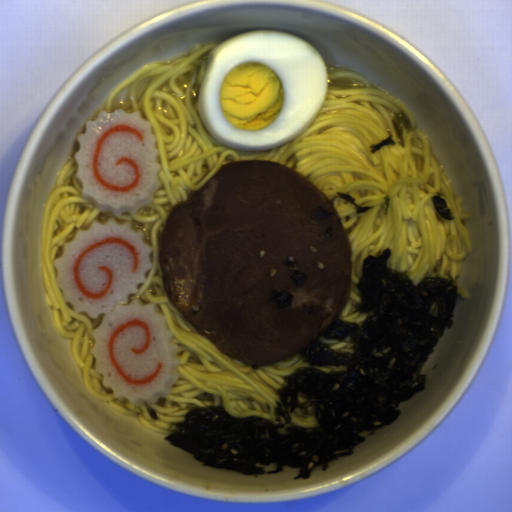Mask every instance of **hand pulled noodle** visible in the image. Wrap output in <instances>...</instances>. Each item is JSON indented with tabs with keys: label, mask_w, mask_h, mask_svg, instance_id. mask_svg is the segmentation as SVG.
Here are the masks:
<instances>
[{
	"label": "hand pulled noodle",
	"mask_w": 512,
	"mask_h": 512,
	"mask_svg": "<svg viewBox=\"0 0 512 512\" xmlns=\"http://www.w3.org/2000/svg\"><path fill=\"white\" fill-rule=\"evenodd\" d=\"M221 43V42H220ZM220 43L202 46L197 42L186 56L168 63L142 65L123 78L109 93L107 112L139 110L150 123L155 136L158 175L162 181L152 202L134 213L117 218L129 219L143 230L151 246L152 266L146 282L128 296L142 303H154L173 333L179 360L178 377L168 396L154 403L134 405L118 400L103 385L91 353L92 331L104 314L91 318L76 312L65 302L57 283L54 260L63 246L74 239L76 230H87L91 222L105 224L111 213L100 210L82 197L75 155L58 171L41 221L40 265L46 299L60 336L72 339L74 360L82 371V384L90 396L108 402L124 416H137L151 431L170 435L174 422L184 421L193 407L218 406L231 415H259L274 422L273 410L279 401L276 390L294 369L313 366L324 373L347 371L346 366L313 365L299 355L270 366H249L231 359L208 338L199 334L169 301L163 286L157 234L171 209L200 191L225 164L237 160H274L297 170L334 202L352 247L351 289L341 310L342 321L363 320L367 313H353V302H361L355 291L363 261L391 249L387 267L412 268V282L428 276H458L460 283L467 254L473 251L470 234L462 220L461 195L455 199L451 182L433 156L427 136L416 130L414 116L400 101L383 90L374 89L368 79L350 69L326 67V99L311 125L297 138L268 150H240L211 137L199 113L198 96L205 75L208 54ZM404 111L411 131L403 125L405 149L394 132L392 116ZM391 133L394 145H383L374 154L369 145ZM441 192L456 219L439 215L431 195ZM338 192L352 194L359 206H375L356 214L351 203Z\"/></svg>",
	"instance_id": "1"
},
{
	"label": "hand pulled noodle",
	"mask_w": 512,
	"mask_h": 512,
	"mask_svg": "<svg viewBox=\"0 0 512 512\" xmlns=\"http://www.w3.org/2000/svg\"><path fill=\"white\" fill-rule=\"evenodd\" d=\"M319 339L327 344H336L333 347H330L332 349H341L343 352H346L349 354L354 353L353 348L350 347V346H354V343L350 342L351 336H347L345 341H338L335 339H327L326 337H322V336Z\"/></svg>",
	"instance_id": "2"
},
{
	"label": "hand pulled noodle",
	"mask_w": 512,
	"mask_h": 512,
	"mask_svg": "<svg viewBox=\"0 0 512 512\" xmlns=\"http://www.w3.org/2000/svg\"><path fill=\"white\" fill-rule=\"evenodd\" d=\"M457 294H460L462 297H468V293L465 289L458 288Z\"/></svg>",
	"instance_id": "3"
}]
</instances>
